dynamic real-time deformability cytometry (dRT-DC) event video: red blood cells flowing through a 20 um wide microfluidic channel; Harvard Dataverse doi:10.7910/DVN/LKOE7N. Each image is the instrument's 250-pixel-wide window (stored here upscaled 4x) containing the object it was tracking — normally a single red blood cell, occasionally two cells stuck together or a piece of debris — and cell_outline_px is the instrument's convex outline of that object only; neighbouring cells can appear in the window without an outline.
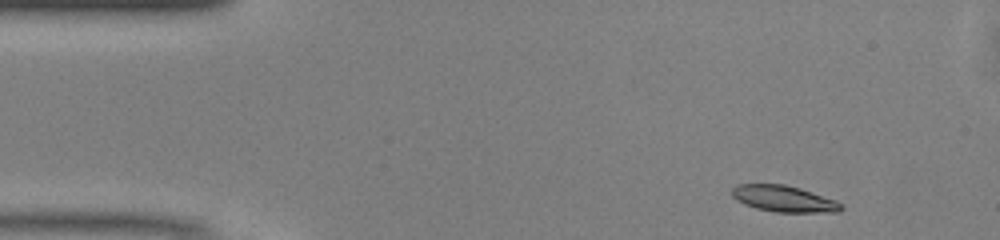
{"species": "common noctule bat (a hibernating species)", "species_latin": "Nyctalus noctula", "temperature_condition": "warm", "stored_images_in_passage": 45, "camera_frame_rate_fps": 3000, "um_per_image_px": 0.085, "animal": {"sex": "male", "body_mass_g": 13.0, "forearm_length_mm": 53.1}, "frame": {"image": 1, "passage_image": 1, "time_ms": 0.0, "image_size_px": [1000, 240], "cell_outline_px": [[844, 208], [840, 212], [776, 212], [756, 208], [744, 204], [736, 200], [732, 196], [732, 188], [736, 184], [784, 184], [800, 188], [836, 200]], "centroid_in_image_um": [66.61, 16.89], "position_along_channel_um": 18.4, "area_um2": 16.76}}
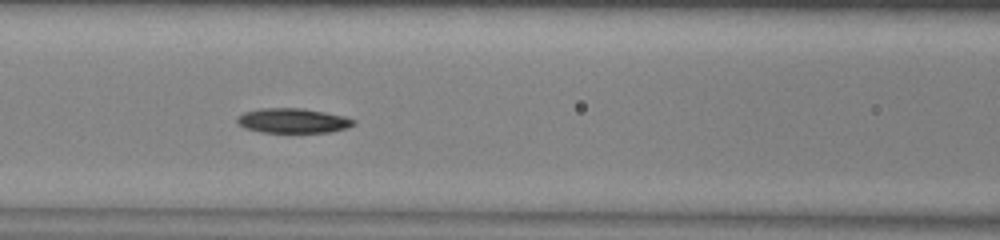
{"frame": {"image": 2, "passage_image": 16, "time_ms": 5.0, "image_size_px": [1000, 240], "cell_outline_px": [[356, 124], [348, 128], [332, 132], [260, 132], [244, 128], [236, 120], [244, 112], [260, 108], [300, 108], [324, 112], [344, 116], [356, 120]], "centroid_in_image_um": [24.93, 10.26], "position_along_channel_um": 141.7, "area_um2": 16.76}}
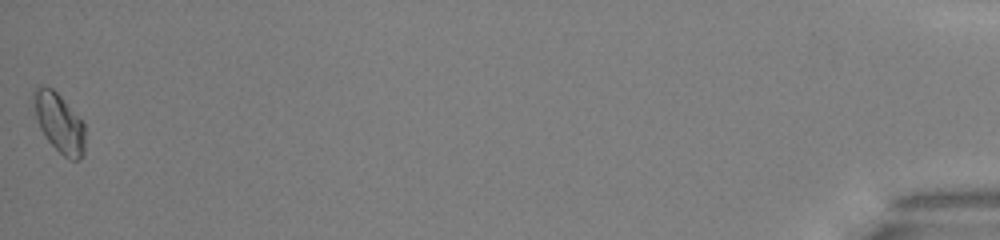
{"frame": {"image": 3, "passage_image": 45, "time_ms": 14.667, "image_size_px": [1000, 240], "cell_outline_px": [[84, 152], [80, 160], [68, 160], [44, 136], [40, 128], [36, 116], [32, 96], [32, 92], [40, 84], [52, 88], [84, 120]], "centroid_in_image_um": [5.04, 10.42], "position_along_channel_um": 430.2, "area_um2": 17.86}, "authors_computed_cell_mechanics": {"area_um2": 16.762, "velocity_mm_per_s": 4.1061, "shape_relaxation_time_tau1_ms": 2.9485, "shape_relaxation_time_tau2_ms": null, "deformation_change_tau1": 0.088, "deformation_change_tau2": null}}